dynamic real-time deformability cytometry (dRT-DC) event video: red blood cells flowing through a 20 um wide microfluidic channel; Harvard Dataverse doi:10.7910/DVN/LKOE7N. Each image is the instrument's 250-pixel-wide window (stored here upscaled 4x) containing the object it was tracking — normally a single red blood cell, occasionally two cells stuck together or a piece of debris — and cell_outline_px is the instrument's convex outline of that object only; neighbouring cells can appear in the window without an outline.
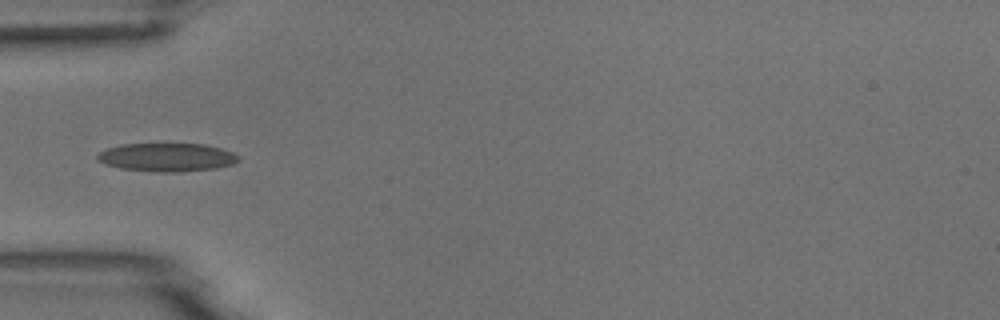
{"species": "common noctule bat (a hibernating species)", "species_latin": "Nyctalus noctula", "temperature_condition": "room temperature", "stored_images_in_passage": 5, "camera_frame_rate_fps": 3000, "um_per_image_px": 0.085, "animal": {"sex": "male", "body_mass_g": 18.8}, "frame": {"image": 1, "passage_image": 4, "time_ms": 3.667, "image_size_px": [1000, 320], "cell_outline_px": [[240, 160], [232, 164], [216, 168], [180, 172], [160, 172], [120, 168], [104, 164], [96, 160], [96, 156], [100, 152], [108, 148], [120, 144], [204, 144], [220, 148], [232, 152], [240, 156]], "centroid_in_image_um": [14.18, 13.37], "position_along_channel_um": 70.8, "area_um2": 23.35}}